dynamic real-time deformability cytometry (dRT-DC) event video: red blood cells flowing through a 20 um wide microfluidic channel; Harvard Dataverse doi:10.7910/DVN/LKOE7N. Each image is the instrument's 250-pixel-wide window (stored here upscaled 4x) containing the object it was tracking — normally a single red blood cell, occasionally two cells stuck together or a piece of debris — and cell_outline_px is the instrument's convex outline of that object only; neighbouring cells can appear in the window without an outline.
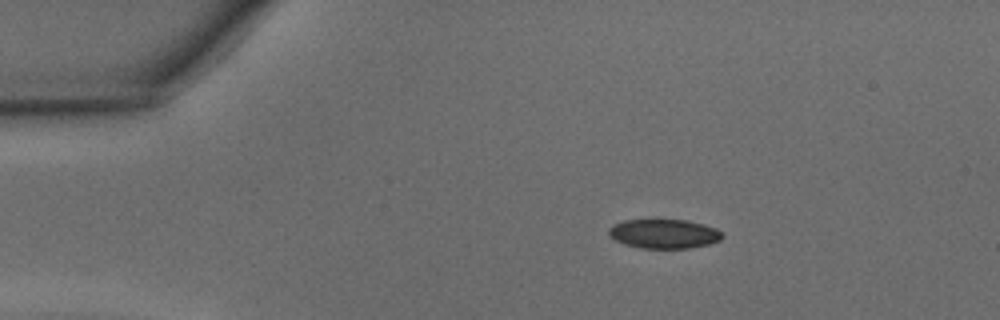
{"species": "common noctule bat (a hibernating species)", "species_latin": "Nyctalus noctula", "temperature_condition": "warm", "stored_images_in_passage": 39, "camera_frame_rate_fps": 3000, "um_per_image_px": 0.085, "animal": {"sex": "male", "body_mass_g": 15.6}, "frame": {"image": 1, "passage_image": 1, "time_ms": 0.0, "image_size_px": [1000, 320], "cell_outline_px": [[724, 236], [720, 240], [708, 244], [688, 248], [640, 248], [624, 244], [608, 236], [608, 228], [612, 224], [624, 220], [688, 220], [704, 224], [716, 228]], "centroid_in_image_um": [56.41, 19.87], "position_along_channel_um": 28.6, "area_um2": 19.42}}
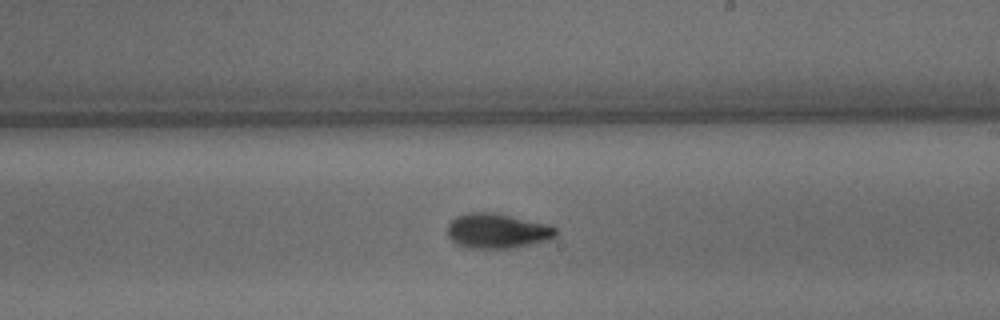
{"frame": {"image": 2, "passage_image": 20, "time_ms": 6.333, "image_size_px": [1000, 320], "cell_outline_px": [[556, 236], [544, 240], [512, 248], [468, 248], [456, 244], [448, 236], [448, 224], [456, 216], [468, 212], [492, 212], [548, 224], [556, 228]], "centroid_in_image_um": [42.22, 19.62], "position_along_channel_um": 246.8, "area_um2": 21.79}}
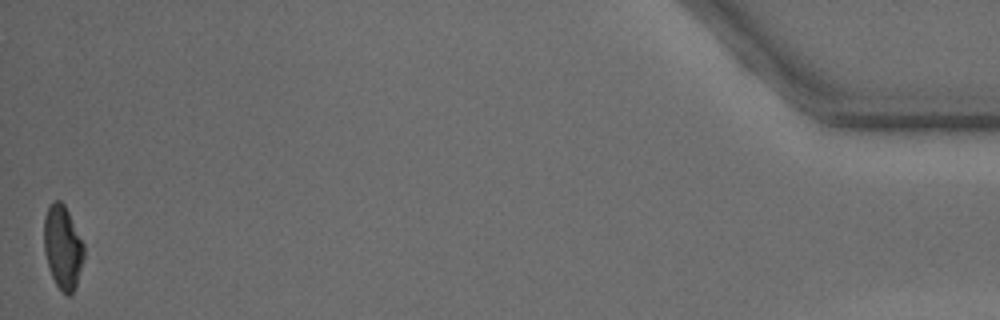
{"frame": {"image": 3, "passage_image": 39, "time_ms": 12.667, "image_size_px": [1000, 320], "cell_outline_px": [[84, 256], [76, 284], [72, 292], [68, 296], [56, 284], [48, 268], [44, 252], [44, 216], [48, 208], [56, 200], [60, 200], [64, 204], [84, 244]], "centroid_in_image_um": [5.32, 21.0], "position_along_channel_um": 429.9, "area_um2": 19.13}, "authors_computed_cell_mechanics": {"area_um2": 21.097, "velocity_mm_per_s": 4.3475, "shape_relaxation_time_tau1_ms": 2.1173, "shape_relaxation_time_tau2_ms": null, "deformation_change_tau1": 0.1015, "deformation_change_tau2": null}}